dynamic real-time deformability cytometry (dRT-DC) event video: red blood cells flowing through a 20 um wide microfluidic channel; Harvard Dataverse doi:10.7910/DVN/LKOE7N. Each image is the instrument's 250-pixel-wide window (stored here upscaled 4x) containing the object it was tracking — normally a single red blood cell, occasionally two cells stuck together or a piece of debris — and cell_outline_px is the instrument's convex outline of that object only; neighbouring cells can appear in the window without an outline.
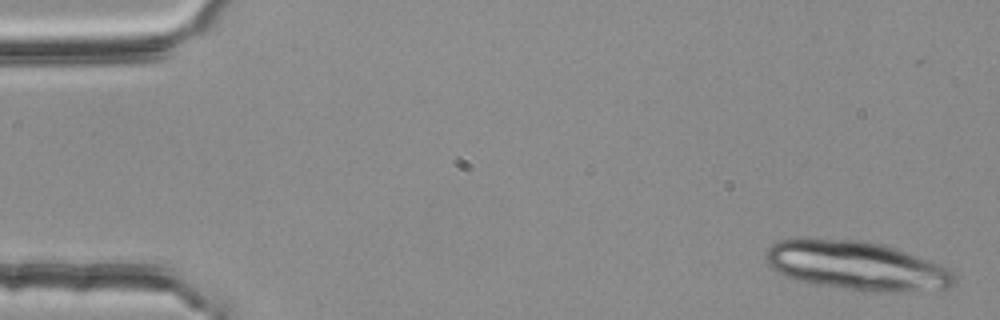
{"species": "common noctule bat (a hibernating species)", "species_latin": "Nyctalus noctula", "temperature_condition": "room temperature", "stored_images_in_passage": 20, "camera_frame_rate_fps": 3000, "um_per_image_px": 0.085, "animal": {"sex": "female", "body_mass_g": 25.1}, "frame": {"image": 1, "passage_image": 2, "time_ms": 0.333, "image_size_px": [1000, 320], "cell_outline_px": [[956, 284], [948, 288], [912, 292], [860, 292], [816, 284], [784, 276], [772, 268], [764, 260], [764, 252], [772, 244], [780, 240], [804, 236], [864, 240], [880, 244], [940, 264], [948, 268], [956, 276]], "centroid_in_image_um": [72.76, 22.58], "position_along_channel_um": 12.2, "area_um2": 54.85}}